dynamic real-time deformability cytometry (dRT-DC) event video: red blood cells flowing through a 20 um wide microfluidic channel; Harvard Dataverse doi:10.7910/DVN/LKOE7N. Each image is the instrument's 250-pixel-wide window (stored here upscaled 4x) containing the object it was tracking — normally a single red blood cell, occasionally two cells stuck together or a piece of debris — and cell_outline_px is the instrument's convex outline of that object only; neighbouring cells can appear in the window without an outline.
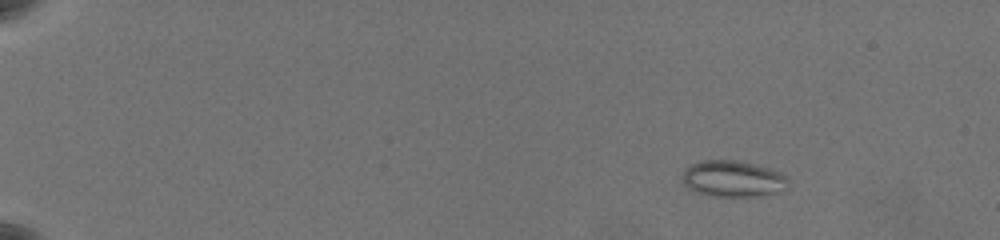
{"species": "common noctule bat (a hibernating species)", "species_latin": "Nyctalus noctula", "temperature_condition": "warm", "stored_images_in_passage": 39, "camera_frame_rate_fps": 3000, "um_per_image_px": 0.085, "animal": {"sex": "female", "body_mass_g": 19.5, "forearm_length_mm": 54.1}, "frame": {"image": 1, "passage_image": 2, "time_ms": 0.333, "image_size_px": [1000, 240], "cell_outline_px": [[788, 180], [784, 188], [776, 192], [756, 196], [708, 196], [696, 192], [688, 188], [684, 184], [684, 172], [692, 164], [704, 160], [736, 160], [768, 168], [780, 172], [788, 176]], "centroid_in_image_um": [62.29, 15.2], "position_along_channel_um": 22.7, "area_um2": 22.02}}
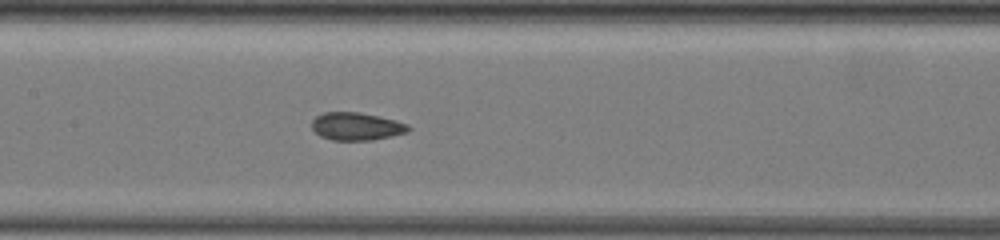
{"frame": {"image": 2, "passage_image": 27, "time_ms": 8.667, "image_size_px": [1000, 240], "cell_outline_px": [[412, 128], [408, 132], [392, 136], [372, 140], [332, 140], [320, 136], [312, 128], [312, 120], [316, 116], [324, 112], [360, 112], [396, 120], [408, 124]], "centroid_in_image_um": [30.32, 10.74], "position_along_channel_um": 177.1, "area_um2": 15.72}}
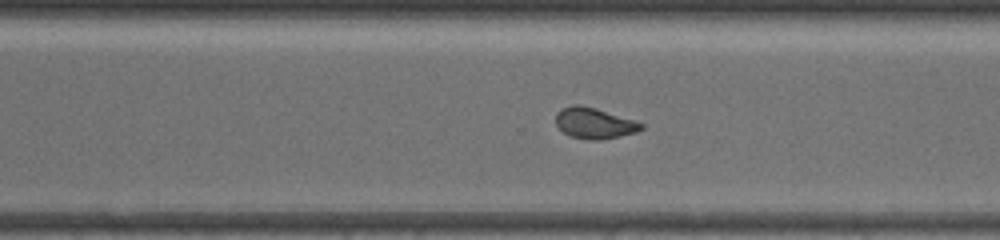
{"frame": {"image": 3, "passage_image": 39, "time_ms": 12.667, "image_size_px": [1000, 240], "cell_outline_px": [[644, 128], [636, 132], [620, 136], [596, 140], [588, 140], [572, 136], [564, 132], [556, 124], [556, 112], [560, 108], [572, 104], [580, 104], [596, 108], [636, 120], [644, 124]], "centroid_in_image_um": [50.52, 10.45], "position_along_channel_um": 320.1, "area_um2": 15.49}}